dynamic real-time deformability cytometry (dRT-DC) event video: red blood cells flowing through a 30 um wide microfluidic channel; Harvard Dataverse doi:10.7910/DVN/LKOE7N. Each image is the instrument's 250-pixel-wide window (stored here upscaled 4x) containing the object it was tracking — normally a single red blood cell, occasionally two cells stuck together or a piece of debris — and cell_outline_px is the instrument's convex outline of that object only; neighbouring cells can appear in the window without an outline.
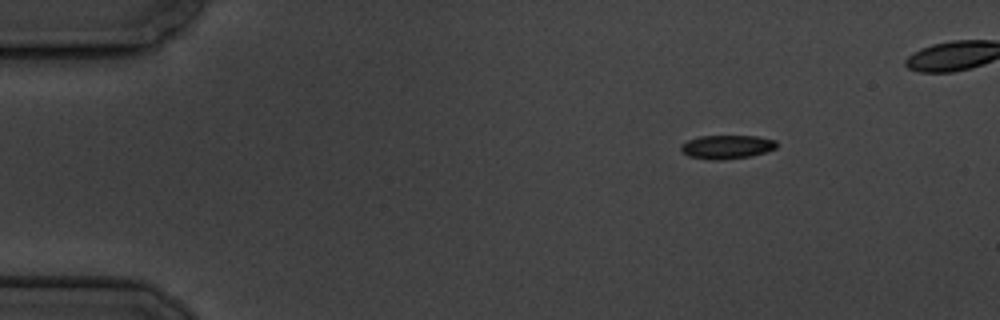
{"species": "common noctule bat (a hibernating species)", "species_latin": "Nyctalus noctula", "temperature_condition": "cold", "stored_images_in_passage": 6, "camera_frame_rate_fps": 3000, "um_per_image_px": 0.085, "animal": {"sex": "male", "body_mass_g": 19.5, "forearm_length_mm": 54.6}, "frame": {"image": 1, "passage_image": 1, "time_ms": 0.0, "image_size_px": [1000, 320], "cell_outline_px": [[776, 148], [764, 152], [748, 156], [720, 160], [712, 160], [688, 156], [680, 148], [680, 144], [688, 140], [700, 136], [756, 136], [776, 140]], "centroid_in_image_um": [61.75, 12.48], "position_along_channel_um": 23.2, "area_um2": 13.06}}
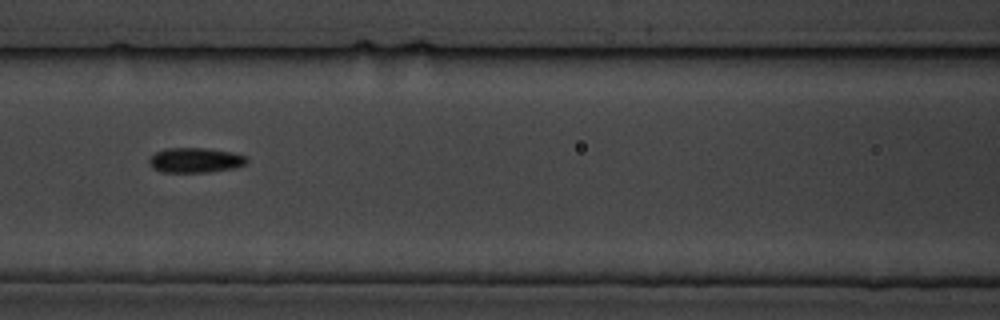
{"frame": {"image": 2, "passage_image": 6, "time_ms": 6.0, "image_size_px": [1000, 320], "cell_outline_px": [[248, 160], [244, 164], [236, 168], [208, 172], [160, 172], [152, 168], [148, 164], [148, 160], [156, 152], [168, 148], [204, 148], [232, 152], [248, 156]], "centroid_in_image_um": [16.6, 13.62], "position_along_channel_um": 150.0, "area_um2": 14.28}}